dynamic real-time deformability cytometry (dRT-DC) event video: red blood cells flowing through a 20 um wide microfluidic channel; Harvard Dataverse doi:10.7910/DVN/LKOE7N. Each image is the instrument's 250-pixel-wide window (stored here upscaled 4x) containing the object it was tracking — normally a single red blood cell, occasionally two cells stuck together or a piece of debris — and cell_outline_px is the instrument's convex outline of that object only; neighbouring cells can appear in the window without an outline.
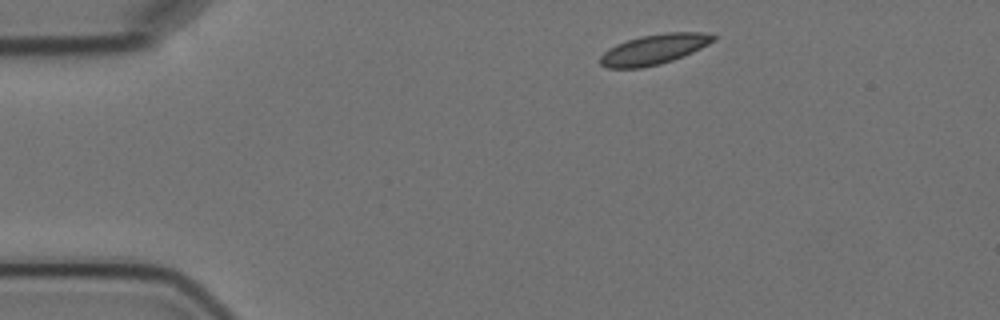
{"species": "Egyptian fruit bat (a non-hibernating species)", "species_latin": "Rousettus aegyptiacus", "temperature_condition": "cold", "stored_images_in_passage": 2, "camera_frame_rate_fps": 3000, "um_per_image_px": 0.085, "animal": {"sex": "female"}, "frame": {"image": 1, "passage_image": 1, "time_ms": 0.0, "image_size_px": [1000, 320], "cell_outline_px": [[716, 40], [692, 52], [672, 60], [660, 64], [640, 68], [608, 68], [600, 64], [600, 56], [608, 48], [616, 44], [640, 36], [664, 32], [700, 32], [716, 36]], "centroid_in_image_um": [55.57, 4.19], "position_along_channel_um": 29.4, "area_um2": 19.77}}